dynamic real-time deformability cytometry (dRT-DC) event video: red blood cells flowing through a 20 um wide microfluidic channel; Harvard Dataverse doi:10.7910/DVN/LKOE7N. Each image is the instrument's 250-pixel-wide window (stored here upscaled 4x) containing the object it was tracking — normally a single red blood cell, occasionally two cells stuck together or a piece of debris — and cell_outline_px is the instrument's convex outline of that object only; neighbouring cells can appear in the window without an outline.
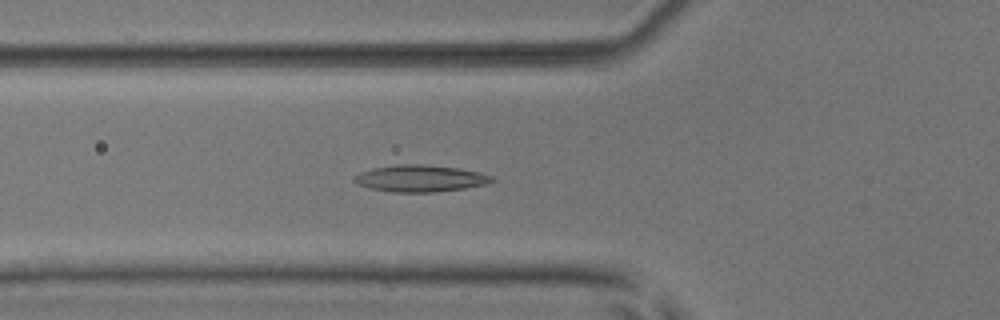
{"species": "common noctule bat (a hibernating species)", "species_latin": "Nyctalus noctula", "temperature_condition": "room temperature", "stored_images_in_passage": 54, "camera_frame_rate_fps": 3000, "um_per_image_px": 0.085, "animal": {"sex": "male", "body_mass_g": 17.9, "forearm_length_mm": 54.2}, "frame": {"image": 1, "passage_image": 19, "time_ms": 6.0, "image_size_px": [1000, 320], "cell_outline_px": [[496, 180], [488, 184], [464, 188], [436, 192], [392, 192], [372, 188], [360, 184], [352, 180], [352, 176], [360, 172], [372, 168], [396, 164], [420, 164], [456, 168], [480, 172], [492, 176]], "centroid_in_image_um": [35.73, 15.16], "position_along_channel_um": 90.1, "area_um2": 21.44}}
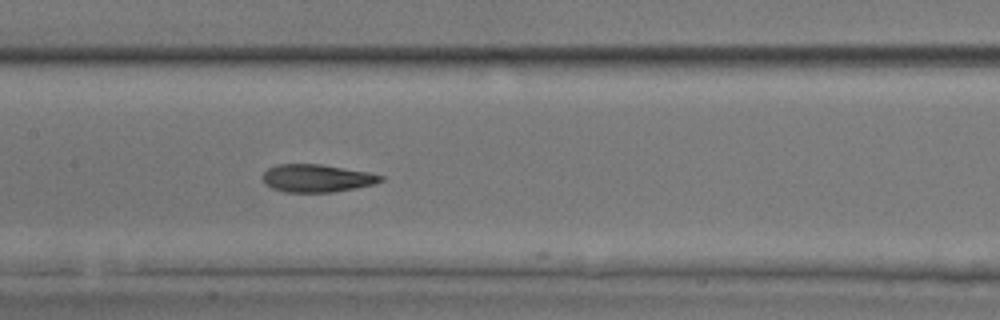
{"frame": {"image": 2, "passage_image": 26, "time_ms": 8.333, "image_size_px": [1000, 320], "cell_outline_px": [[384, 180], [372, 184], [356, 188], [332, 192], [284, 192], [272, 188], [264, 184], [260, 176], [268, 168], [276, 164], [320, 164], [368, 172], [384, 176]], "centroid_in_image_um": [26.88, 15.15], "position_along_channel_um": 180.5, "area_um2": 19.19}}
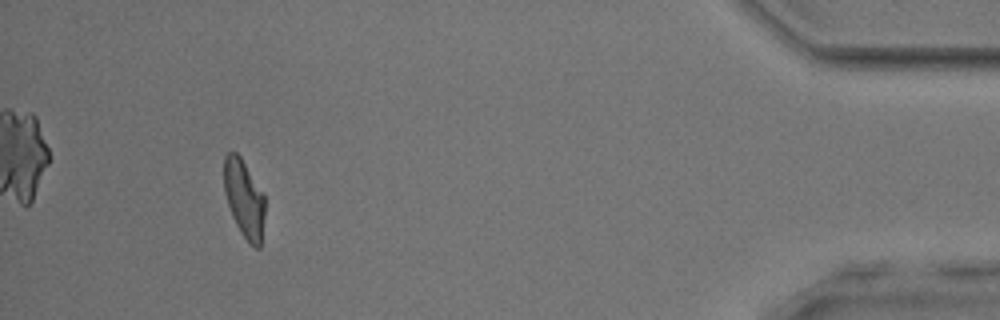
{"frame": {"image": 3, "passage_image": 49, "time_ms": 16.0, "image_size_px": [1000, 320], "cell_outline_px": [[264, 216], [260, 248], [256, 248], [248, 244], [240, 232], [232, 216], [224, 192], [224, 156], [228, 152], [236, 152], [240, 156], [264, 192]], "centroid_in_image_um": [20.75, 16.89], "position_along_channel_um": 414.4, "area_um2": 18.73}, "authors_computed_cell_mechanics": {"area_um2": 19.8543, "velocity_mm_per_s": 3.8748, "shape_relaxation_time_tau1_ms": null, "shape_relaxation_time_tau2_ms": 1.9961, "deformation_change_tau1": null, "deformation_change_tau2": 0.101}}